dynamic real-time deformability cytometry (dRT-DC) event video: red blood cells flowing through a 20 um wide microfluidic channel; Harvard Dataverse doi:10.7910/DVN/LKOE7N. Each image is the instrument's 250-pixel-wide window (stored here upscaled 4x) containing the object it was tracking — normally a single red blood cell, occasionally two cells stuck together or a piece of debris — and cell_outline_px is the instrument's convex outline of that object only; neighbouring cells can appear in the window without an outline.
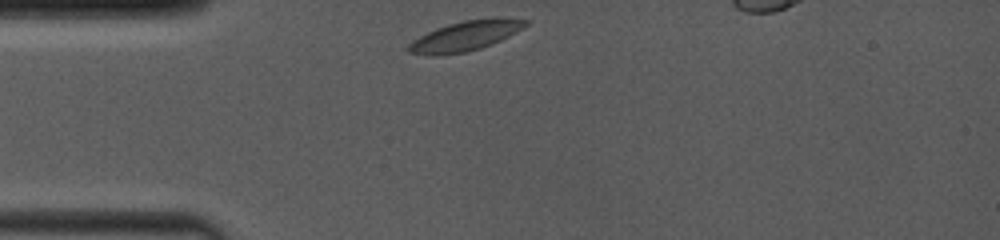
{"species": "common noctule bat (a hibernating species)", "species_latin": "Nyctalus noctula", "temperature_condition": "room temperature", "stored_images_in_passage": 15, "camera_frame_rate_fps": 4000, "um_per_image_px": 0.085, "animal": {"sex": "female", "body_mass_g": 19.0, "forearm_length_mm": 53.3}, "frame": {"image": 1, "passage_image": 1, "time_ms": 0.0, "image_size_px": [1000, 240], "cell_outline_px": [[532, 20], [524, 28], [492, 44], [480, 48], [464, 52], [436, 56], [432, 56], [408, 52], [408, 44], [412, 40], [436, 28], [448, 24], [464, 20], [500, 16], [504, 16]], "centroid_in_image_um": [39.62, 3.02], "position_along_channel_um": 45.4, "area_um2": 20.69}}
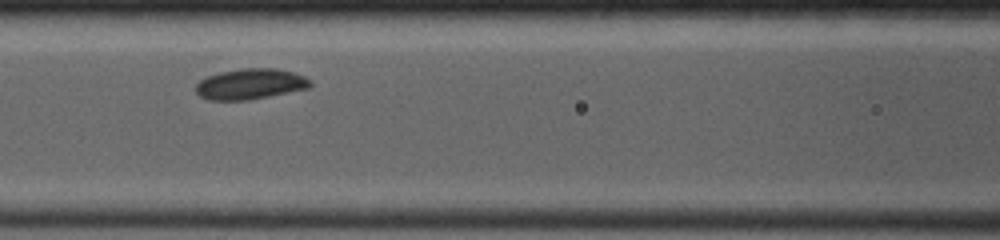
{"frame": {"image": 2, "passage_image": 9, "time_ms": 3.0, "image_size_px": [1000, 240], "cell_outline_px": [[312, 84], [308, 88], [252, 100], [208, 100], [200, 96], [196, 92], [196, 84], [200, 80], [208, 76], [220, 72], [240, 68], [276, 68], [292, 72], [304, 76]], "centroid_in_image_um": [21.26, 7.14], "position_along_channel_um": 145.3, "area_um2": 20.46}}
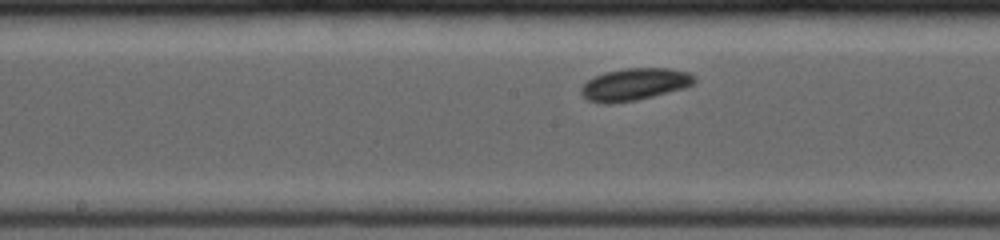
{"frame": {"image": 3, "passage_image": 13, "time_ms": 4.25, "image_size_px": [1000, 240], "cell_outline_px": [[696, 80], [692, 84], [684, 88], [636, 100], [612, 104], [604, 104], [588, 100], [580, 92], [580, 88], [588, 80], [604, 72], [628, 68], [668, 68], [688, 72], [696, 76]], "centroid_in_image_um": [53.93, 7.17], "position_along_channel_um": 194.3, "area_um2": 21.15}}